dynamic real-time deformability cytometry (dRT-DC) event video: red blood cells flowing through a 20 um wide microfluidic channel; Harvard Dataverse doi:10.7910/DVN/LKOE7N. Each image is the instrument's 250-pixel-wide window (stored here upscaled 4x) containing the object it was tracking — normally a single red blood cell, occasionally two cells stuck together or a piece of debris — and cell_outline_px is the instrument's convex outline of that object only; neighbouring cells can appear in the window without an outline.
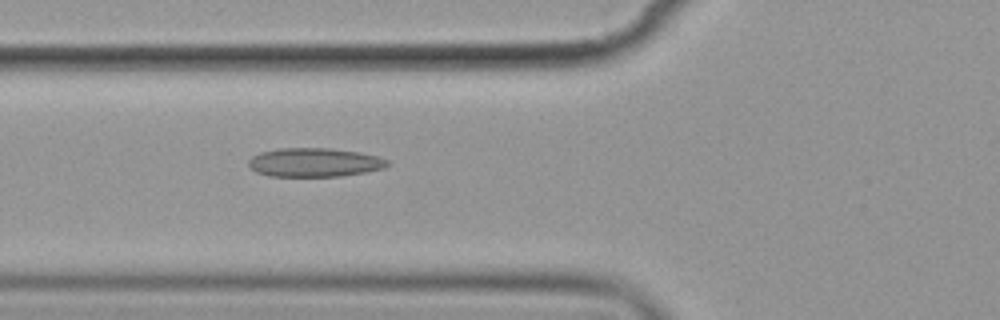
{"species": "common noctule bat (a hibernating species)", "species_latin": "Nyctalus noctula", "temperature_condition": "cold", "stored_images_in_passage": 6, "camera_frame_rate_fps": 3000, "um_per_image_px": 0.085, "animal": {"sex": "female", "body_mass_g": 19.9}, "frame": {"image": 1, "passage_image": 6, "time_ms": 5.667, "image_size_px": [1000, 320], "cell_outline_px": [[388, 164], [384, 168], [364, 172], [340, 176], [268, 176], [256, 172], [248, 164], [248, 160], [252, 156], [260, 152], [280, 148], [328, 148], [360, 152], [380, 156], [388, 160]], "centroid_in_image_um": [26.72, 13.8], "position_along_channel_um": 99.1, "area_um2": 23.35}}